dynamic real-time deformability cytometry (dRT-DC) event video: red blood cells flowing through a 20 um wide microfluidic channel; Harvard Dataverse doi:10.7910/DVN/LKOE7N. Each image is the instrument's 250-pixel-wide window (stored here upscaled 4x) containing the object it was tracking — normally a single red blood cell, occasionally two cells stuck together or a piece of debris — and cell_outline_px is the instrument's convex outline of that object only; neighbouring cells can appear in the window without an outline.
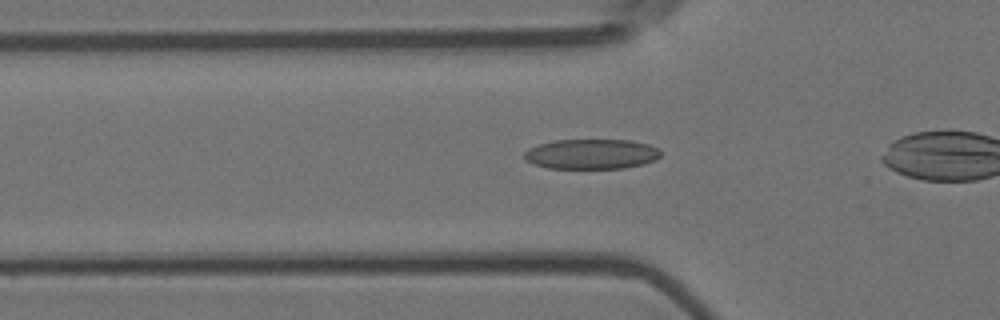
{"species": "Egyptian fruit bat (a non-hibernating species)", "species_latin": "Rousettus aegyptiacus", "temperature_condition": "room temperature", "stored_images_in_passage": 31, "camera_frame_rate_fps": 3000, "um_per_image_px": 0.085, "animal": {"sex": "female"}, "frame": {"image": 1, "passage_image": 5, "time_ms": 1.333, "image_size_px": [1000, 320], "cell_outline_px": [[660, 156], [656, 160], [644, 164], [624, 168], [548, 168], [536, 164], [528, 160], [524, 156], [524, 152], [528, 148], [552, 140], [632, 140], [648, 144], [656, 148], [660, 152]], "centroid_in_image_um": [50.29, 13.09], "position_along_channel_um": 75.5, "area_um2": 23.76}}
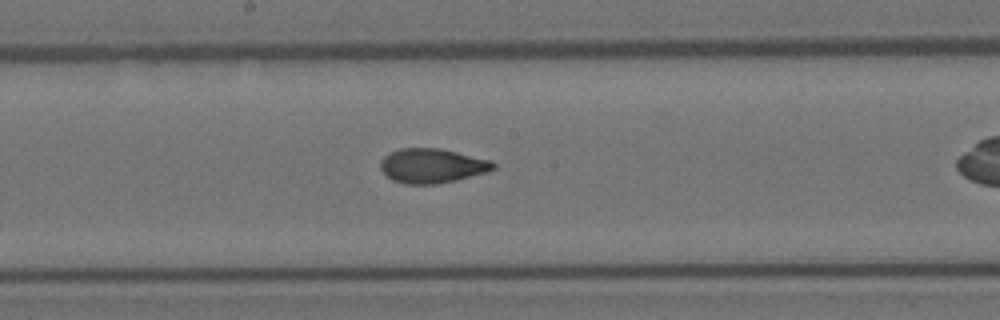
{"frame": {"image": 2, "passage_image": 16, "time_ms": 5.0, "image_size_px": [1000, 320], "cell_outline_px": [[496, 168], [488, 172], [456, 180], [436, 184], [404, 184], [392, 180], [380, 168], [380, 160], [388, 152], [400, 148], [440, 148], [492, 160], [496, 164]], "centroid_in_image_um": [36.73, 14.08], "position_along_channel_um": 211.5, "area_um2": 22.89}}
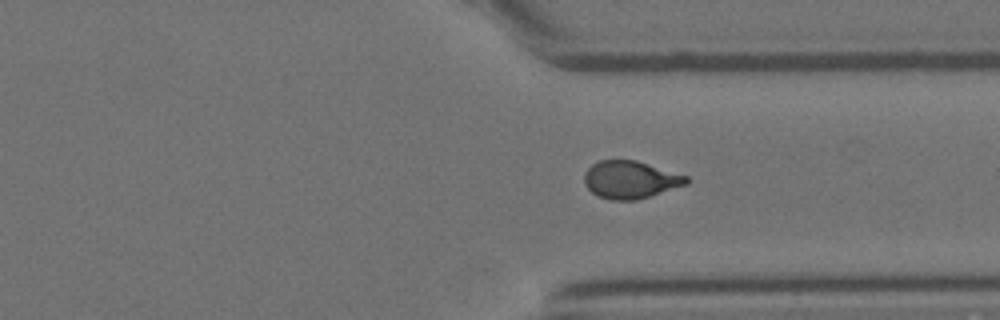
{"frame": {"image": 3, "passage_image": 28, "time_ms": 9.0, "image_size_px": [1000, 320], "cell_outline_px": [[688, 184], [636, 200], [612, 200], [600, 196], [592, 192], [584, 184], [584, 172], [592, 164], [600, 160], [636, 160], [688, 176]], "centroid_in_image_um": [53.57, 15.26], "position_along_channel_um": 357.8, "area_um2": 22.25}}